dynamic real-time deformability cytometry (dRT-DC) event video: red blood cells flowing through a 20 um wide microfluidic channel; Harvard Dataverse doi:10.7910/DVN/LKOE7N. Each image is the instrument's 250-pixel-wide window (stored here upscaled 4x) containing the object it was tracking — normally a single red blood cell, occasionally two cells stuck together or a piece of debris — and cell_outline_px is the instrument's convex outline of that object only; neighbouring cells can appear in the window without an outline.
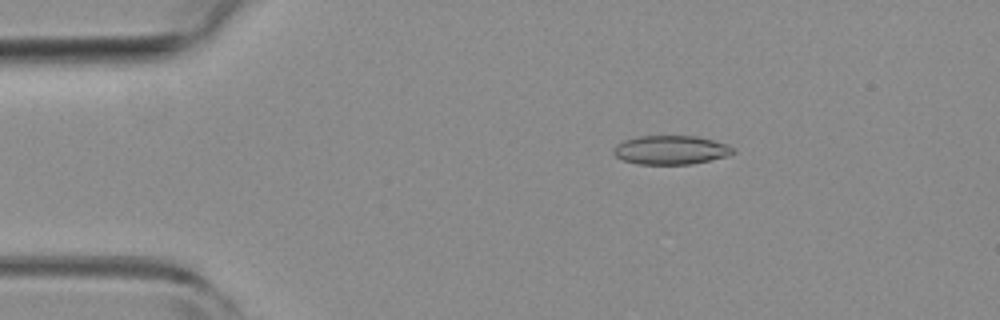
{"species": "common noctule bat (a hibernating species)", "species_latin": "Nyctalus noctula", "temperature_condition": "room temperature", "stored_images_in_passage": 6, "camera_frame_rate_fps": 3000, "um_per_image_px": 0.085, "animal": {"sex": "female", "body_mass_g": 19.3, "forearm_length_mm": 54.1}, "frame": {"image": 1, "passage_image": 2, "time_ms": 0.333, "image_size_px": [1000, 320], "cell_outline_px": [[736, 152], [724, 156], [692, 164], [636, 164], [624, 160], [616, 156], [612, 152], [612, 148], [616, 144], [624, 140], [640, 136], [696, 136], [712, 140], [736, 148]], "centroid_in_image_um": [56.97, 12.75], "position_along_channel_um": 28.0, "area_um2": 20.0}}
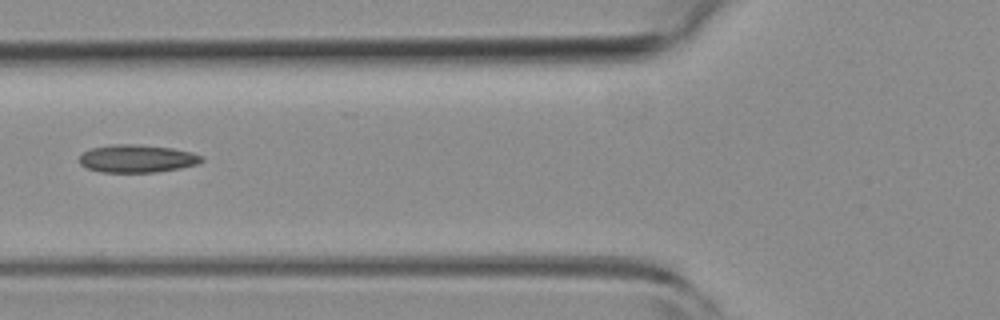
{"frame": {"image": 2, "passage_image": 5, "time_ms": 1.333, "image_size_px": [1000, 320], "cell_outline_px": [[204, 160], [200, 164], [180, 168], [156, 172], [100, 172], [88, 168], [80, 164], [80, 156], [88, 148], [112, 144], [136, 144], [172, 148], [192, 152], [204, 156]], "centroid_in_image_um": [11.68, 13.47], "position_along_channel_um": 114.1, "area_um2": 20.0}}
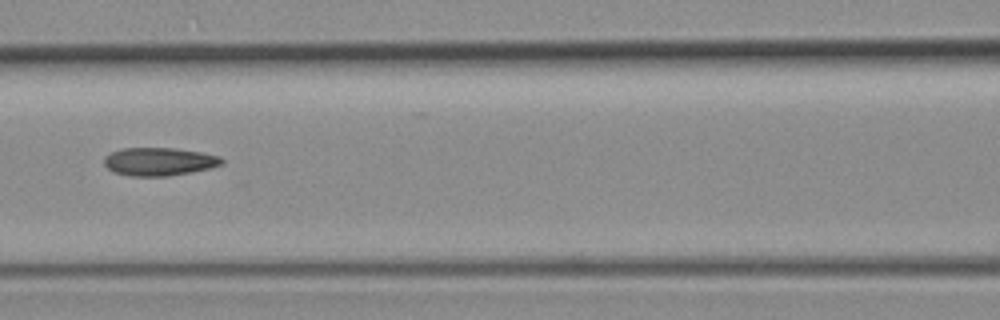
{"frame": {"image": 3, "passage_image": 6, "time_ms": 1.667, "image_size_px": [1000, 320], "cell_outline_px": [[224, 164], [212, 168], [192, 172], [168, 176], [132, 176], [112, 172], [104, 164], [104, 156], [120, 148], [176, 148], [200, 152], [220, 156], [224, 160]], "centroid_in_image_um": [13.54, 13.73], "position_along_channel_um": 153.1, "area_um2": 19.48}}